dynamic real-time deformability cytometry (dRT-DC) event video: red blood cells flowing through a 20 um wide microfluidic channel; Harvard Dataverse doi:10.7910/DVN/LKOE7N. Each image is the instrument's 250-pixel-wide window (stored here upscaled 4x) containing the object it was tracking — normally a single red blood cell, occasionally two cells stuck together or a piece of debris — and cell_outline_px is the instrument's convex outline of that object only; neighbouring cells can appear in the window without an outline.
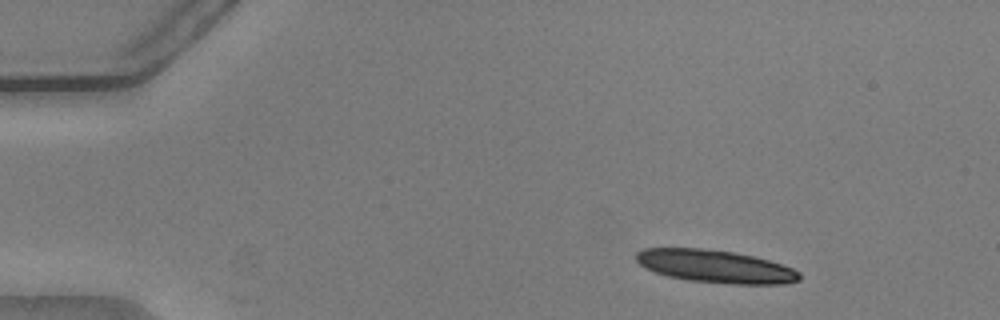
{"species": "common noctule bat (a hibernating species)", "species_latin": "Nyctalus noctula", "temperature_condition": "warm", "stored_images_in_passage": 7, "camera_frame_rate_fps": 3000, "um_per_image_px": 0.085, "animal": {"sex": "male", "body_mass_g": 20.5, "forearm_length_mm": 52.5}, "frame": {"image": 1, "passage_image": 1, "time_ms": 0.0, "image_size_px": [1000, 320], "cell_outline_px": [[800, 280], [788, 284], [732, 284], [688, 280], [668, 276], [644, 268], [636, 260], [636, 252], [644, 248], [700, 248], [732, 252], [752, 256], [768, 260], [792, 268], [800, 272]], "centroid_in_image_um": [60.8, 22.65], "position_along_channel_um": 24.2, "area_um2": 31.1}}